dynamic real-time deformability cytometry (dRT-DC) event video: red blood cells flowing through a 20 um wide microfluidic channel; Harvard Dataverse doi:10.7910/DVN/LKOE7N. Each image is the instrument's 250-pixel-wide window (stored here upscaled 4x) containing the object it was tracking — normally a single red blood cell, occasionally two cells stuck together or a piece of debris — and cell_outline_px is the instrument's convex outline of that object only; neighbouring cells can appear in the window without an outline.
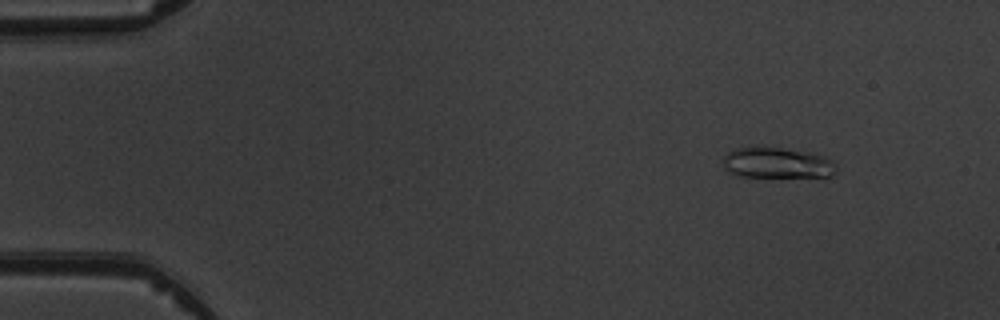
{"species": "common noctule bat (a hibernating species)", "species_latin": "Nyctalus noctula", "temperature_condition": "warm", "stored_images_in_passage": 7, "camera_frame_rate_fps": 3000, "um_per_image_px": 0.085, "animal": {"sex": "male", "body_mass_g": 19.5, "forearm_length_mm": 54.6}, "frame": {"image": 1, "passage_image": 1, "time_ms": 0.0, "image_size_px": [1000, 320], "cell_outline_px": [[836, 172], [832, 176], [740, 176], [728, 172], [724, 168], [724, 156], [728, 152], [736, 148], [752, 144], [760, 144], [808, 152], [824, 156], [832, 160], [836, 164]], "centroid_in_image_um": [66.01, 13.79], "position_along_channel_um": 19.0, "area_um2": 20.75}}
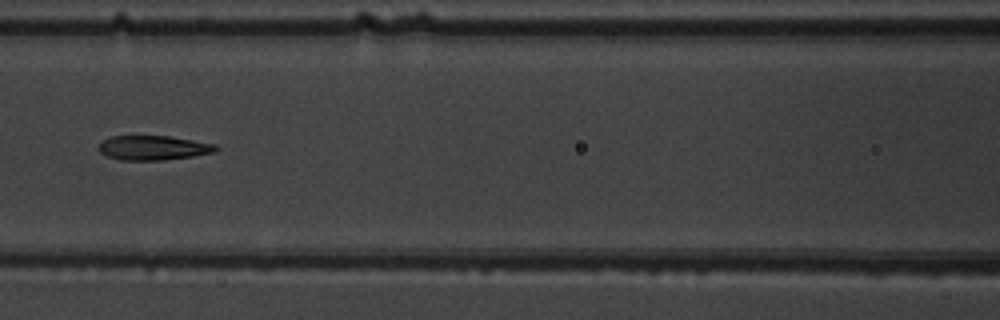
{"frame": {"image": 2, "passage_image": 6, "time_ms": 6.0, "image_size_px": [1000, 320], "cell_outline_px": [[220, 148], [216, 152], [192, 156], [164, 160], [120, 160], [108, 156], [100, 152], [100, 144], [104, 140], [112, 136], [168, 136], [216, 144]], "centroid_in_image_um": [13.08, 12.57], "position_along_channel_um": 153.5, "area_um2": 16.59}}
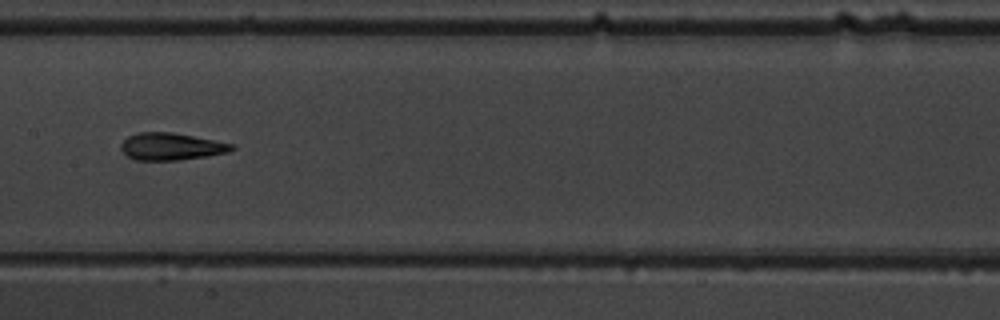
{"frame": {"image": 3, "passage_image": 7, "time_ms": 7.0, "image_size_px": [1000, 320], "cell_outline_px": [[236, 148], [228, 152], [204, 156], [176, 160], [136, 160], [128, 156], [120, 148], [120, 144], [128, 136], [140, 132], [172, 132], [236, 144]], "centroid_in_image_um": [14.56, 12.44], "position_along_channel_um": 192.8, "area_um2": 17.46}}